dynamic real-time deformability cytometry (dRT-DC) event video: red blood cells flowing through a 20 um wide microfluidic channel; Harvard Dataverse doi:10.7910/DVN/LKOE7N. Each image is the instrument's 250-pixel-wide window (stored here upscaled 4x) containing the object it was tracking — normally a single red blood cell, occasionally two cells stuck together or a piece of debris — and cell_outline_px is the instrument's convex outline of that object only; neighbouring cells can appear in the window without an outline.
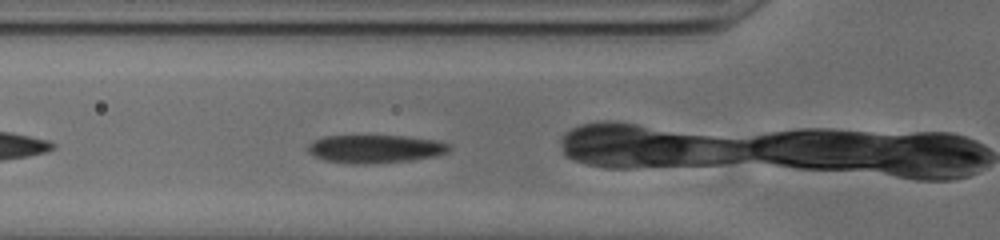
{"species": "common noctule bat (a hibernating species)", "species_latin": "Nyctalus noctula", "temperature_condition": "cold", "stored_images_in_passage": 34, "camera_frame_rate_fps": 3000, "um_per_image_px": 0.085, "animal": {"sex": "male", "body_mass_g": 20.0, "forearm_length_mm": 53.3}, "frame": {"image": 1, "passage_image": 6, "time_ms": 1.667, "image_size_px": [1000, 240], "cell_outline_px": [[452, 148], [448, 152], [436, 156], [408, 160], [324, 160], [308, 152], [308, 144], [312, 140], [324, 136], [404, 136], [440, 140], [448, 144]], "centroid_in_image_um": [31.97, 12.58], "position_along_channel_um": 93.8, "area_um2": 21.79}, "authors_computed_cell_mechanics": {"area_um2": 23.2645, "velocity_mm_per_s": 3.8294, "shape_relaxation_time_tau1_ms": 6.5122, "shape_relaxation_time_tau2_ms": 1.7711, "deformation_change_tau1": 0.2, "deformation_change_tau2": 0.088}}